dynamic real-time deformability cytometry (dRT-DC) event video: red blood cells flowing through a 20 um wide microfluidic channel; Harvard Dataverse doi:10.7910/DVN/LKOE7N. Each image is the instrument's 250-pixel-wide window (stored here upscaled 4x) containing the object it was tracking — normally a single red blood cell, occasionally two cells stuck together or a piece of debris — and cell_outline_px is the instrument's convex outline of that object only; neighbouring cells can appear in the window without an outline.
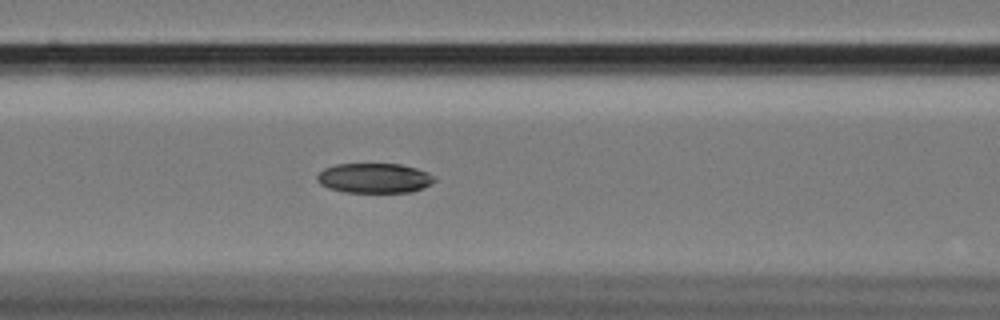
{"species": "Egyptian fruit bat (a non-hibernating species)", "species_latin": "Rousettus aegyptiacus", "temperature_condition": "cold", "stored_images_in_passage": 59, "camera_frame_rate_fps": 3000, "um_per_image_px": 0.085, "animal": {"sex": "female"}, "frame": {"image": 1, "passage_image": 24, "time_ms": 7.667, "image_size_px": [1000, 320], "cell_outline_px": [[436, 180], [412, 192], [344, 192], [328, 188], [320, 184], [316, 180], [316, 176], [324, 168], [336, 164], [400, 164], [416, 168], [428, 172], [436, 176]], "centroid_in_image_um": [31.8, 15.13], "position_along_channel_um": 134.8, "area_um2": 20.4}}
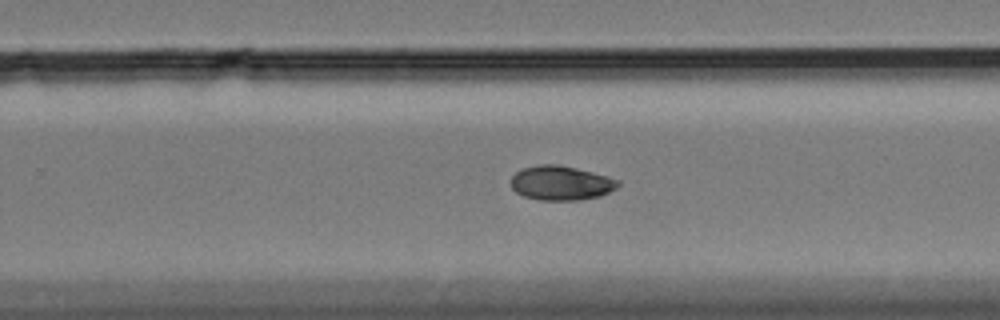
{"frame": {"image": 2, "passage_image": 37, "time_ms": 12.0, "image_size_px": [1000, 320], "cell_outline_px": [[620, 184], [616, 188], [600, 196], [580, 200], [540, 200], [524, 196], [516, 192], [512, 188], [512, 176], [516, 172], [524, 168], [536, 164], [556, 164], [576, 168], [608, 176], [620, 180]], "centroid_in_image_um": [47.7, 15.55], "position_along_channel_um": 282.1, "area_um2": 21.44}}
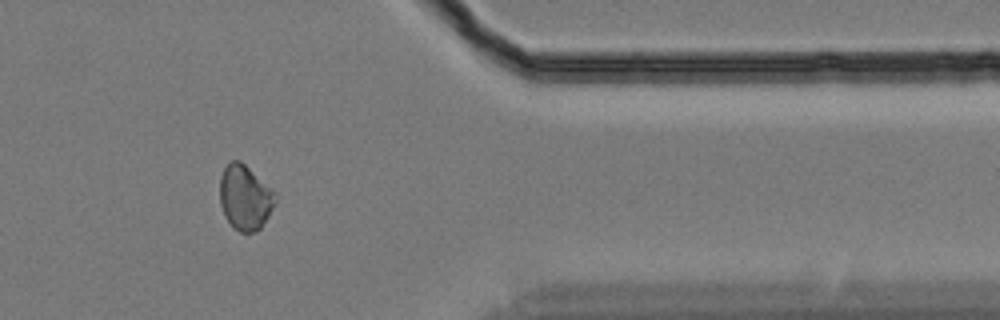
{"frame": {"image": 3, "passage_image": 48, "time_ms": 15.667, "image_size_px": [1000, 320], "cell_outline_px": [[276, 204], [260, 228], [252, 232], [240, 232], [232, 228], [224, 216], [220, 204], [220, 176], [224, 168], [232, 160], [240, 160], [276, 192]], "centroid_in_image_um": [20.82, 16.79], "position_along_channel_um": 390.6, "area_um2": 21.1}}